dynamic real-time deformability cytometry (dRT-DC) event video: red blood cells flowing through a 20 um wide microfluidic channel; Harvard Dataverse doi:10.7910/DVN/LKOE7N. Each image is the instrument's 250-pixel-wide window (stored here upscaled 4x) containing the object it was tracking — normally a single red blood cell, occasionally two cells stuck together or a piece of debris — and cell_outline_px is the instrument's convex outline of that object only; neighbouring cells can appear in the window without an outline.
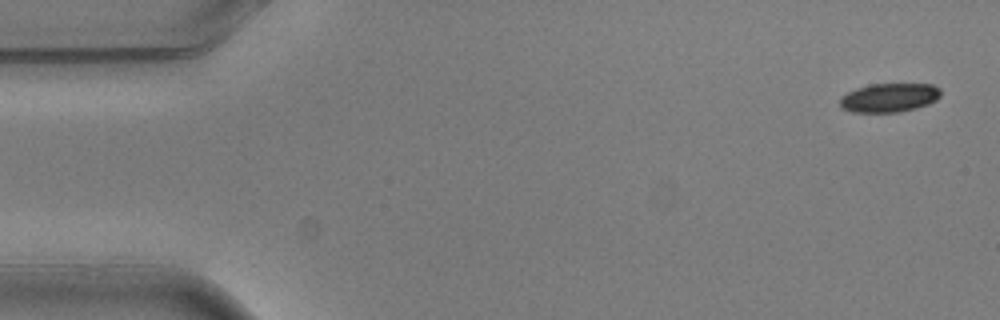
{"species": "common noctule bat (a hibernating species)", "species_latin": "Nyctalus noctula", "temperature_condition": "warm", "stored_images_in_passage": 5, "camera_frame_rate_fps": 3000, "um_per_image_px": 0.085, "animal": {"sex": "male", "body_mass_g": 20.5, "forearm_length_mm": 52.5}, "frame": {"image": 1, "passage_image": 1, "time_ms": 0.0, "image_size_px": [1000, 320], "cell_outline_px": [[940, 96], [936, 100], [928, 104], [916, 108], [900, 112], [852, 112], [840, 108], [840, 96], [856, 88], [872, 84], [932, 84], [940, 88]], "centroid_in_image_um": [75.57, 8.3], "position_along_channel_um": 9.4, "area_um2": 17.05}}
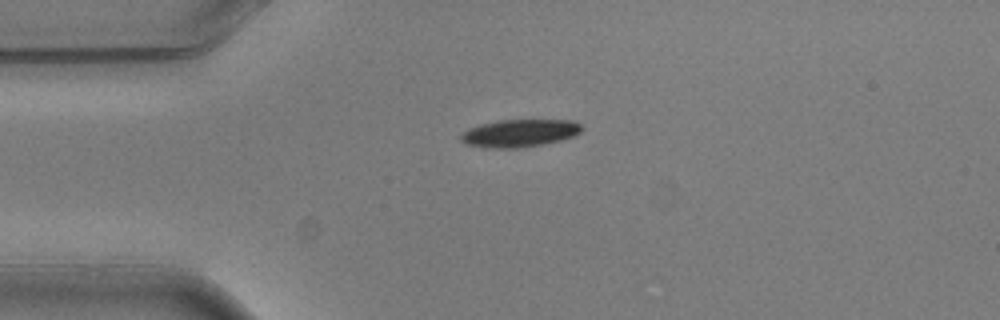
{"frame": {"image": 2, "passage_image": 4, "time_ms": 1.0, "image_size_px": [1000, 320], "cell_outline_px": [[584, 128], [580, 132], [572, 136], [560, 140], [540, 144], [516, 148], [484, 148], [464, 144], [460, 140], [460, 136], [468, 128], [480, 124], [500, 120], [576, 120]], "centroid_in_image_um": [44.13, 11.31], "position_along_channel_um": 40.9, "area_um2": 19.48}}